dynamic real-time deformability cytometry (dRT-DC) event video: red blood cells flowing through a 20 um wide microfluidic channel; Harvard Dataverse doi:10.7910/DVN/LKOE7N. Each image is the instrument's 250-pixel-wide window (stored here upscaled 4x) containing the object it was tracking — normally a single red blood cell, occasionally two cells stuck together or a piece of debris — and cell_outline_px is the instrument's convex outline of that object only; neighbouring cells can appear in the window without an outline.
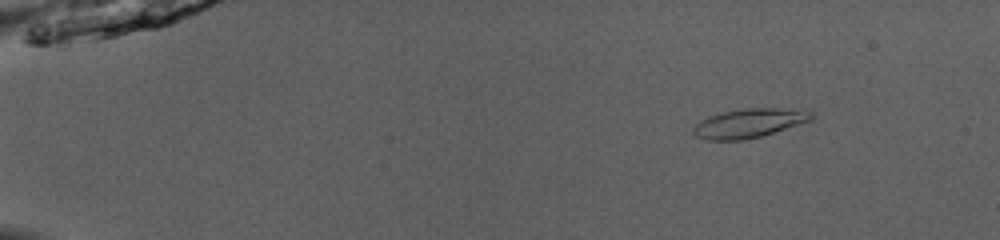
{"species": "common noctule bat (a hibernating species)", "species_latin": "Nyctalus noctula", "temperature_condition": "room temperature", "stored_images_in_passage": 51, "camera_frame_rate_fps": 3000, "um_per_image_px": 0.085, "animal": {"sex": "male", "body_mass_g": 13.0, "forearm_length_mm": 53.1}, "frame": {"image": 1, "passage_image": 8, "time_ms": 2.333, "image_size_px": [1000, 240], "cell_outline_px": [[816, 116], [812, 120], [760, 136], [744, 140], [708, 140], [696, 136], [692, 132], [692, 128], [700, 120], [724, 112], [744, 108], [776, 108], [812, 112]], "centroid_in_image_um": [63.65, 10.48], "position_along_channel_um": 21.3, "area_um2": 19.65}}
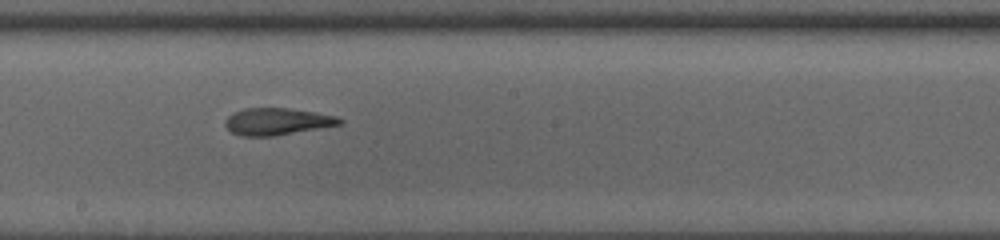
{"frame": {"image": 2, "passage_image": 31, "time_ms": 10.0, "image_size_px": [1000, 240], "cell_outline_px": [[344, 124], [276, 136], [240, 136], [232, 132], [224, 124], [224, 120], [232, 112], [244, 108], [288, 108], [316, 112], [336, 116], [344, 120]], "centroid_in_image_um": [23.57, 10.33], "position_along_channel_um": 224.6, "area_um2": 18.26}}
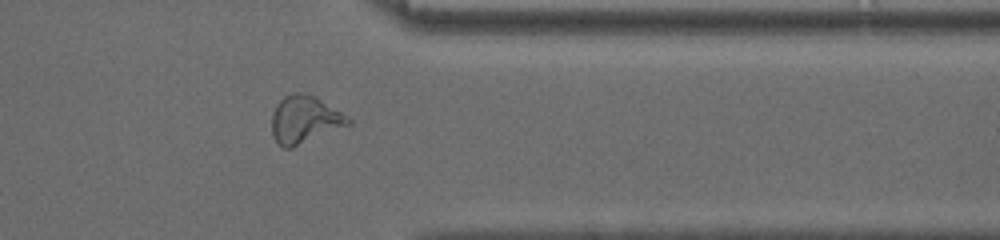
{"frame": {"image": 3, "passage_image": 43, "time_ms": 14.0, "image_size_px": [1000, 240], "cell_outline_px": [[352, 124], [292, 148], [284, 148], [272, 136], [272, 112], [276, 104], [284, 96], [292, 92], [304, 92], [316, 96], [352, 120]], "centroid_in_image_um": [25.88, 10.15], "position_along_channel_um": 385.5, "area_um2": 21.27}, "authors_computed_cell_mechanics": {"area_um2": 19.5942, "velocity_mm_per_s": 4.1005, "shape_relaxation_time_tau1_ms": 9.3692, "shape_relaxation_time_tau2_ms": 3.1144, "deformation_change_tau1": 0.2946, "deformation_change_tau2": 0.0709}}